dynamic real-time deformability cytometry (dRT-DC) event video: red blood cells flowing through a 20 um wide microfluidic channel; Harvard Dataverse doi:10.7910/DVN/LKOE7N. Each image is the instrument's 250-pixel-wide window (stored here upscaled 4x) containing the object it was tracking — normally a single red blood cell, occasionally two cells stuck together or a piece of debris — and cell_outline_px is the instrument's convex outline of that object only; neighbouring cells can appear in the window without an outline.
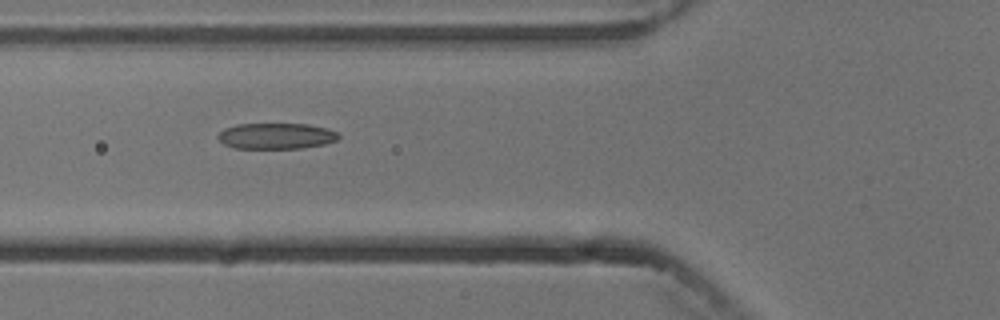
{"species": "common noctule bat (a hibernating species)", "species_latin": "Nyctalus noctula", "temperature_condition": "cold", "stored_images_in_passage": 6, "camera_frame_rate_fps": 3000, "um_per_image_px": 0.085, "animal": {"sex": "male", "body_mass_g": 13.3}, "frame": {"image": 1, "passage_image": 4, "time_ms": 3.333, "image_size_px": [1000, 320], "cell_outline_px": [[340, 136], [336, 140], [324, 144], [300, 148], [236, 148], [224, 144], [216, 136], [224, 128], [236, 124], [308, 124], [328, 128], [336, 132]], "centroid_in_image_um": [23.47, 11.55], "position_along_channel_um": 102.3, "area_um2": 18.15}}
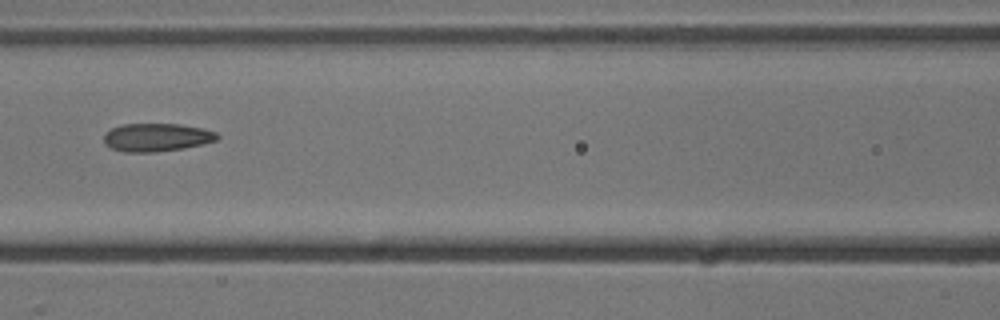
{"frame": {"image": 2, "passage_image": 5, "time_ms": 4.667, "image_size_px": [1000, 320], "cell_outline_px": [[220, 136], [216, 140], [204, 144], [184, 148], [156, 152], [124, 152], [112, 148], [104, 144], [104, 132], [112, 128], [124, 124], [180, 124], [204, 128], [216, 132]], "centroid_in_image_um": [13.32, 11.67], "position_along_channel_um": 153.3, "area_um2": 18.73}}
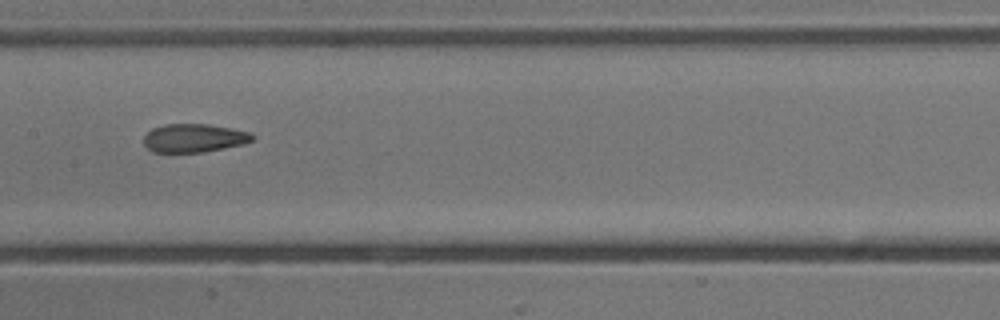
{"frame": {"image": 3, "passage_image": 6, "time_ms": 5.667, "image_size_px": [1000, 320], "cell_outline_px": [[256, 136], [252, 140], [244, 144], [204, 152], [152, 152], [144, 144], [144, 136], [152, 128], [164, 124], [208, 124], [232, 128], [252, 132]], "centroid_in_image_um": [16.52, 11.73], "position_along_channel_um": 190.9, "area_um2": 18.15}}